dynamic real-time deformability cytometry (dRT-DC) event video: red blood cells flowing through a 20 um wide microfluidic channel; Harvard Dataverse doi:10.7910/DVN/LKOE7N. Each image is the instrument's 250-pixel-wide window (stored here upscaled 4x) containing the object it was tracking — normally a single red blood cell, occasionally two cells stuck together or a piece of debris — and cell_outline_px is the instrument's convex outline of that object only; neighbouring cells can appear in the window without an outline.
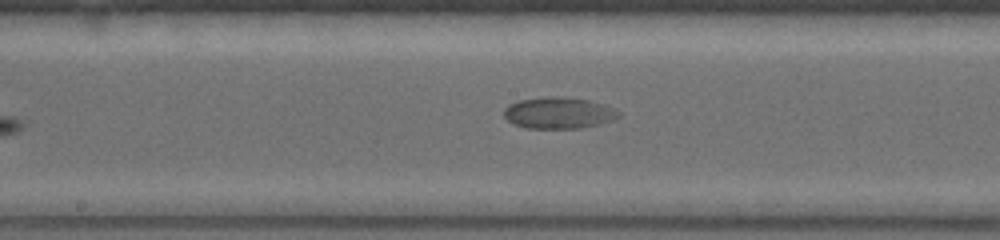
{"species": "common noctule bat (a hibernating species)", "species_latin": "Nyctalus noctula", "temperature_condition": "warm", "stored_images_in_passage": 16, "segment_of_instrument_passage": [2, 2], "camera_frame_rate_fps": 5000, "um_per_image_px": 0.085, "animal": {"sex": "female", "body_mass_g": 19.0, "forearm_length_mm": 53.3}, "frame": {"image": 1, "passage_image": 16, "time_ms": 4.4, "image_size_px": [1000, 240], "cell_outline_px": [[620, 116], [616, 120], [580, 128], [524, 128], [512, 124], [504, 116], [504, 108], [508, 104], [516, 100], [548, 96], [564, 96], [588, 100], [604, 104], [616, 108], [620, 112]], "centroid_in_image_um": [47.49, 9.59], "position_along_channel_um": 200.7, "area_um2": 21.44}}